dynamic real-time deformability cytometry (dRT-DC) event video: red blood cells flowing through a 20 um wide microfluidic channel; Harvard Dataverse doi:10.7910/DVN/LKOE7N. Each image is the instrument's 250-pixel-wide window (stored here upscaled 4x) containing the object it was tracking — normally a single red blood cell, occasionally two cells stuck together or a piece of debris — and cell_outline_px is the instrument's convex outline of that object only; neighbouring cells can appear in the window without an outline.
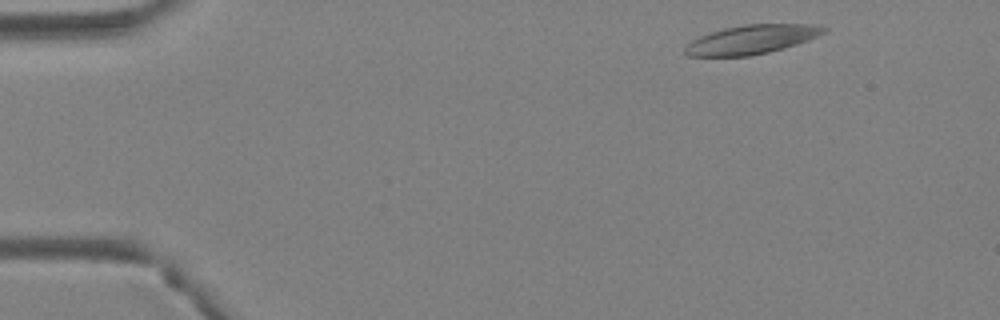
{"species": "Egyptian fruit bat (a non-hibernating species)", "species_latin": "Rousettus aegyptiacus", "temperature_condition": "warm", "stored_images_in_passage": 3, "camera_frame_rate_fps": 3000, "um_per_image_px": 0.085, "animal": {"sex": "female"}, "frame": {"image": 1, "passage_image": 1, "time_ms": 0.0, "image_size_px": [1000, 320], "cell_outline_px": [[828, 32], [808, 40], [784, 48], [768, 52], [748, 56], [688, 56], [684, 52], [684, 48], [692, 40], [700, 36], [724, 28], [744, 24], [816, 24], [828, 28]], "centroid_in_image_um": [63.93, 3.35], "position_along_channel_um": 21.1, "area_um2": 23.47}}